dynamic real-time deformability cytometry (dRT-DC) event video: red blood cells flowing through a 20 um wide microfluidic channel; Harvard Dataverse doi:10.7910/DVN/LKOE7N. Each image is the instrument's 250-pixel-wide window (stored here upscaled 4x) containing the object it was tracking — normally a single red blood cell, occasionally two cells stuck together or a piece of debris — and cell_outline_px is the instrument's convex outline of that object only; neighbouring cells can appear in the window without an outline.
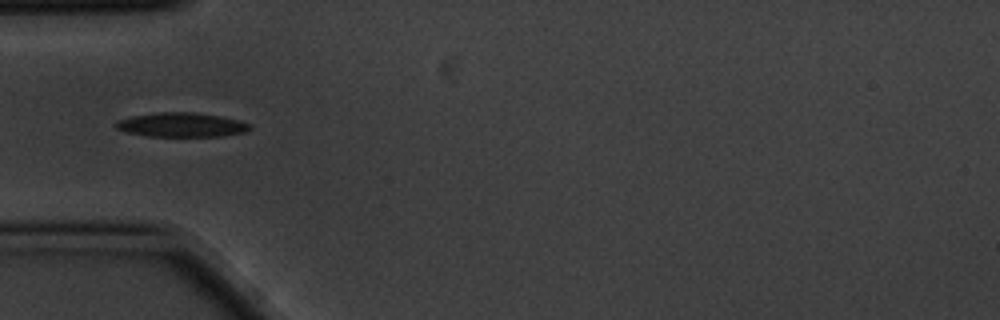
{"species": "common noctule bat (a hibernating species)", "species_latin": "Nyctalus noctula", "temperature_condition": "cold", "stored_images_in_passage": 7, "camera_frame_rate_fps": 3000, "um_per_image_px": 0.085, "animal": {"sex": "male", "body_mass_g": 20.1, "forearm_length_mm": 53.5}, "frame": {"image": 1, "passage_image": 4, "time_ms": 1.0, "image_size_px": [1000, 320], "cell_outline_px": [[252, 128], [244, 132], [224, 136], [148, 136], [124, 132], [116, 128], [112, 124], [116, 120], [132, 116], [160, 112], [192, 112], [220, 116], [240, 120], [252, 124]], "centroid_in_image_um": [15.41, 10.61], "position_along_channel_um": 69.6, "area_um2": 19.13}}